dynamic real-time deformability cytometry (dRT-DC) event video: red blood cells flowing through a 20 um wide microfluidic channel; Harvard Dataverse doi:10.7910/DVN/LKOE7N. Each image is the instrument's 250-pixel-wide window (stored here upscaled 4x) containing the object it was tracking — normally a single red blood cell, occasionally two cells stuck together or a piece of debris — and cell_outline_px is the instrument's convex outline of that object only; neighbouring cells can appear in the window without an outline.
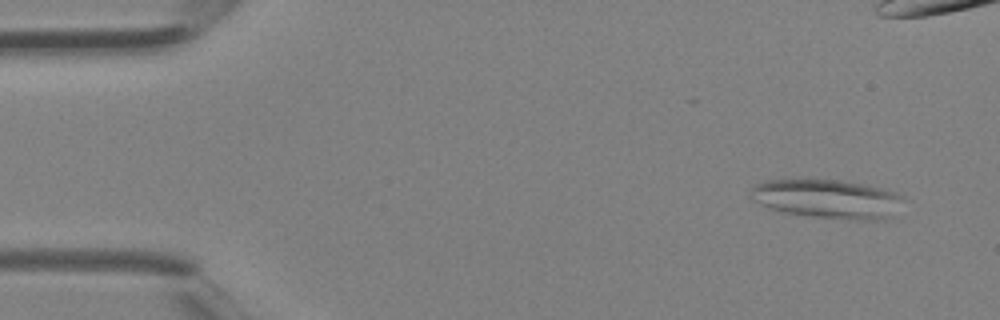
{"species": "Egyptian fruit bat (a non-hibernating species)", "species_latin": "Rousettus aegyptiacus", "temperature_condition": "room temperature", "stored_images_in_passage": 4, "camera_frame_rate_fps": 3000, "um_per_image_px": 0.085, "animal": {"sex": "female"}, "frame": {"image": 1, "passage_image": 1, "time_ms": 0.0, "image_size_px": [1000, 320], "cell_outline_px": [[904, 200], [888, 216], [876, 220], [856, 220], [812, 216], [784, 212], [772, 208], [752, 200], [748, 196], [752, 188], [756, 184], [764, 180], [840, 180], [864, 184], [896, 192], [904, 196]], "centroid_in_image_um": [70.3, 16.89], "position_along_channel_um": 14.7, "area_um2": 34.22}}